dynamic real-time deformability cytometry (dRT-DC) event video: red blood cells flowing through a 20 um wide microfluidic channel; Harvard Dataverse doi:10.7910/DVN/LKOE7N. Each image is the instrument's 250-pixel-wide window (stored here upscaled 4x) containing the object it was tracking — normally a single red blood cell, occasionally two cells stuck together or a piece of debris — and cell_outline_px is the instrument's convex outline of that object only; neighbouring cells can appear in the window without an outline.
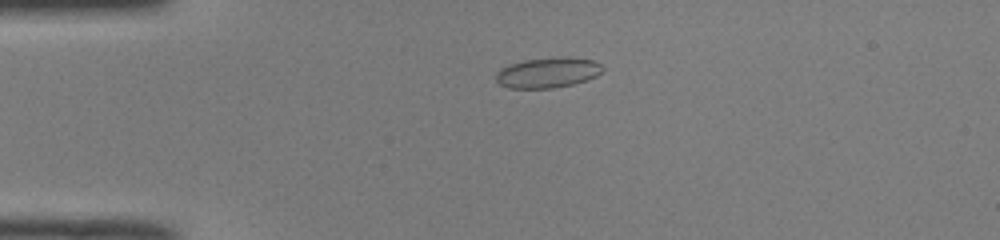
{"species": "common noctule bat (a hibernating species)", "species_latin": "Nyctalus noctula", "temperature_condition": "room temperature", "stored_images_in_passage": 47, "camera_frame_rate_fps": 3000, "um_per_image_px": 0.085, "animal": {"sex": "male", "body_mass_g": 19.0, "forearm_length_mm": 50.8}, "frame": {"image": 1, "passage_image": 9, "time_ms": 2.667, "image_size_px": [1000, 240], "cell_outline_px": [[604, 68], [596, 76], [572, 84], [552, 88], [508, 88], [500, 84], [496, 80], [496, 72], [500, 68], [524, 60], [568, 56], [592, 60], [600, 64]], "centroid_in_image_um": [46.54, 6.17], "position_along_channel_um": 38.5, "area_um2": 18.67}}
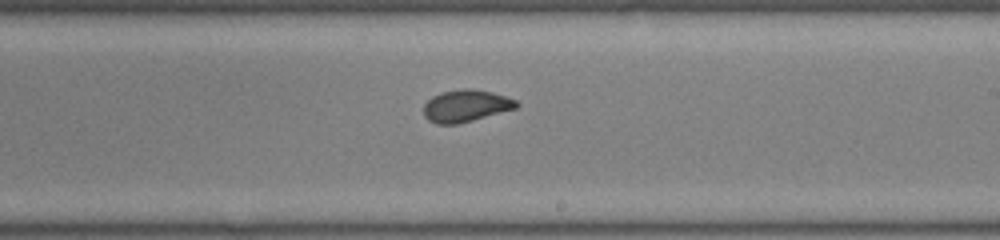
{"frame": {"image": 2, "passage_image": 27, "time_ms": 8.667, "image_size_px": [1000, 240], "cell_outline_px": [[520, 104], [516, 108], [472, 120], [456, 124], [436, 124], [428, 120], [424, 116], [424, 104], [432, 96], [440, 92], [464, 88], [472, 88], [492, 92], [516, 100]], "centroid_in_image_um": [39.57, 8.98], "position_along_channel_um": 249.4, "area_um2": 17.28}}
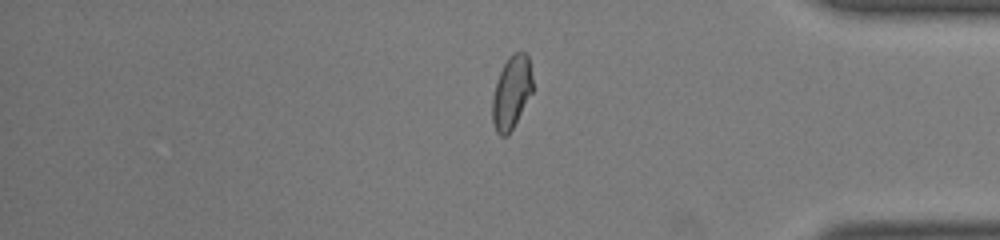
{"frame": {"image": 3, "passage_image": 39, "time_ms": 12.667, "image_size_px": [1000, 240], "cell_outline_px": [[532, 92], [508, 136], [500, 136], [496, 132], [492, 120], [492, 96], [500, 72], [508, 56], [512, 52], [524, 52], [528, 56], [532, 76]], "centroid_in_image_um": [43.46, 7.85], "position_along_channel_um": 391.7, "area_um2": 17.05}, "authors_computed_cell_mechanics": {"area_um2": 17.8602, "velocity_mm_per_s": 4.0744, "shape_relaxation_time_tau1_ms": 6.519, "shape_relaxation_time_tau2_ms": 0.9121, "deformation_change_tau1": 0.1414, "deformation_change_tau2": 0.0547}}